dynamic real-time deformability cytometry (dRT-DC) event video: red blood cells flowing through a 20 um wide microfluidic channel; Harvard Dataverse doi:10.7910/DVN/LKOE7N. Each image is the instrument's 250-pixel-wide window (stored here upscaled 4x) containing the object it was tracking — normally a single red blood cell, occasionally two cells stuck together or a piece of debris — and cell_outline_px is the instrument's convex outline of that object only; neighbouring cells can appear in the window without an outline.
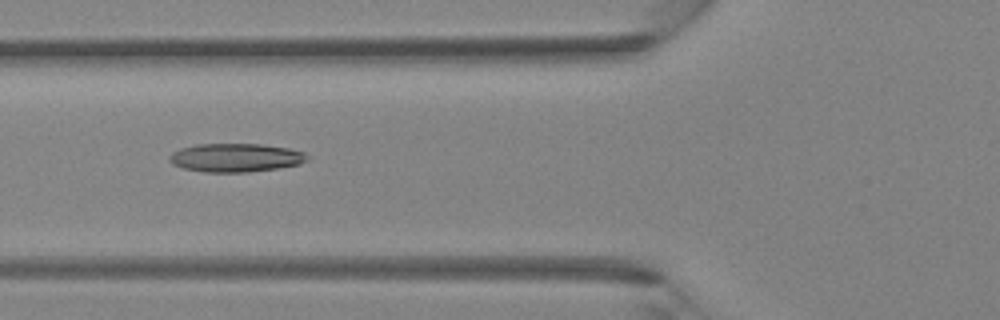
{"species": "Egyptian fruit bat (a non-hibernating species)", "species_latin": "Rousettus aegyptiacus", "temperature_condition": "room temperature", "stored_images_in_passage": 41, "camera_frame_rate_fps": 3000, "um_per_image_px": 0.085, "animal": {"sex": "female"}, "frame": {"image": 1, "passage_image": 16, "time_ms": 5.0, "image_size_px": [1000, 320], "cell_outline_px": [[308, 160], [300, 164], [276, 168], [248, 172], [204, 172], [184, 168], [172, 164], [168, 160], [168, 156], [172, 152], [180, 148], [196, 144], [260, 144], [288, 148], [304, 152], [308, 156]], "centroid_in_image_um": [20.0, 13.4], "position_along_channel_um": 105.8, "area_um2": 22.95}}
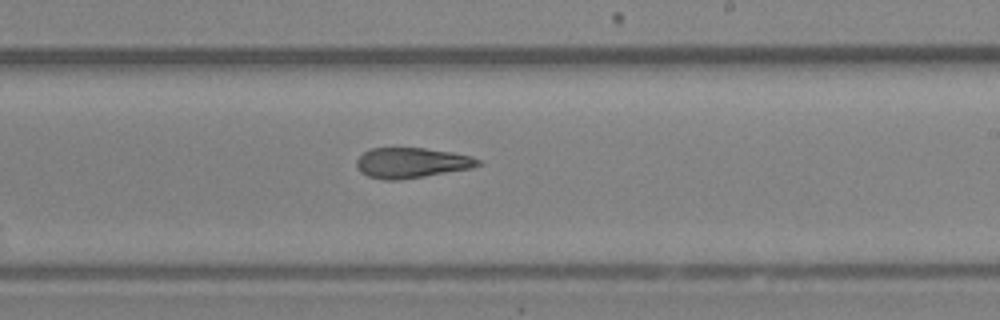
{"frame": {"image": 2, "passage_image": 25, "time_ms": 8.0, "image_size_px": [1000, 320], "cell_outline_px": [[484, 164], [472, 168], [400, 180], [384, 180], [368, 176], [360, 172], [356, 168], [356, 160], [368, 148], [424, 148], [452, 152], [472, 156], [484, 160]], "centroid_in_image_um": [35.01, 13.84], "position_along_channel_um": 254.0, "area_um2": 21.73}}
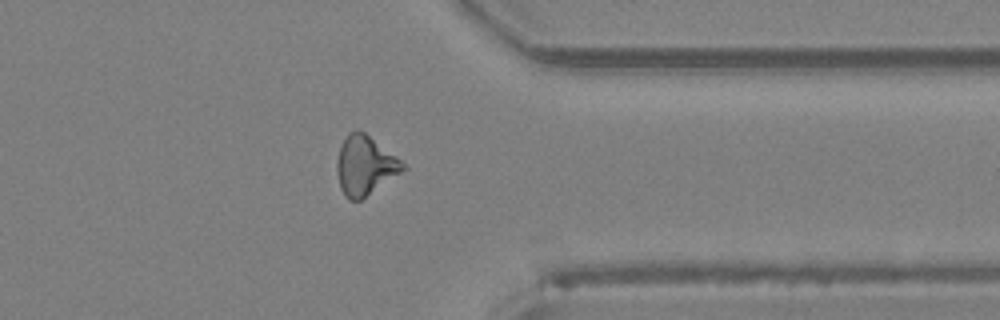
{"frame": {"image": 3, "passage_image": 33, "time_ms": 10.667, "image_size_px": [1000, 320], "cell_outline_px": [[408, 168], [360, 200], [348, 200], [344, 196], [340, 188], [336, 172], [336, 160], [340, 148], [348, 132], [356, 128], [364, 132], [396, 156]], "centroid_in_image_um": [30.99, 14.07], "position_along_channel_um": 380.4, "area_um2": 22.72}}